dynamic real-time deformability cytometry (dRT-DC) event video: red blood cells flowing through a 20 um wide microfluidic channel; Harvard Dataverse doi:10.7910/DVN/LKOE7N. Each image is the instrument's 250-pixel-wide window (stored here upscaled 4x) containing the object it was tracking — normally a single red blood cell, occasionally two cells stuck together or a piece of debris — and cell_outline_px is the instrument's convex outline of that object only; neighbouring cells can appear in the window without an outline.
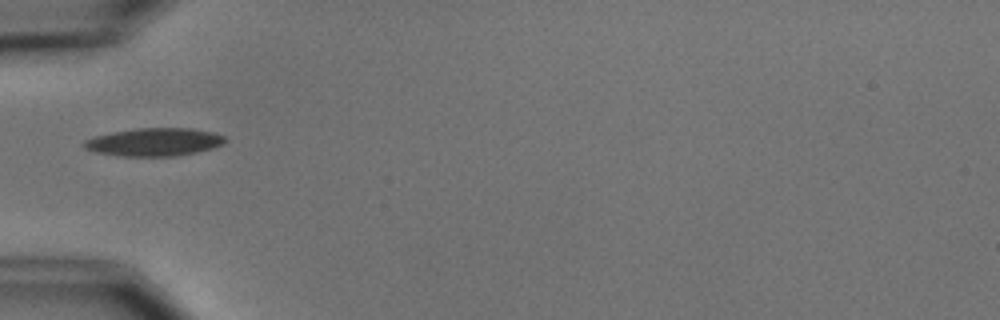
{"species": "common noctule bat (a hibernating species)", "species_latin": "Nyctalus noctula", "temperature_condition": "cold", "stored_images_in_passage": 1, "camera_frame_rate_fps": 3000, "um_per_image_px": 0.085, "animal": {"sex": "male", "body_mass_g": 15.6}, "frame": {"image": 1, "passage_image": 1, "time_ms": 0.0, "image_size_px": [1000, 320], "cell_outline_px": [[228, 140], [224, 144], [212, 148], [196, 152], [176, 156], [120, 156], [96, 152], [84, 148], [80, 144], [84, 140], [92, 136], [112, 132], [136, 128], [192, 128], [212, 132], [224, 136]], "centroid_in_image_um": [13.08, 12.07], "position_along_channel_um": 71.9, "area_um2": 23.24}}